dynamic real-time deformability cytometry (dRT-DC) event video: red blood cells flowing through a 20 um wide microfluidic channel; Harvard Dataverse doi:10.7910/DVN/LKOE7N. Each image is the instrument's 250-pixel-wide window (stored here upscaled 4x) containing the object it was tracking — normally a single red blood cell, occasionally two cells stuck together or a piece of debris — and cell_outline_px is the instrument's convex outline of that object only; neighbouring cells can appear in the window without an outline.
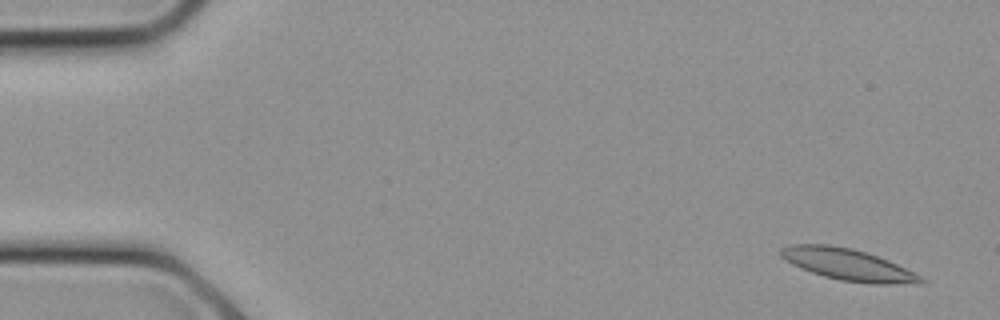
{"species": "common noctule bat (a hibernating species)", "species_latin": "Nyctalus noctula", "temperature_condition": "cold", "stored_images_in_passage": 9, "camera_frame_rate_fps": 3000, "um_per_image_px": 0.085, "animal": {"sex": "female", "body_mass_g": 21.9}, "frame": {"image": 1, "passage_image": 2, "time_ms": 0.333, "image_size_px": [1000, 320], "cell_outline_px": [[928, 280], [920, 284], [872, 284], [840, 280], [824, 276], [800, 268], [792, 264], [780, 256], [780, 248], [788, 244], [828, 244], [852, 248], [888, 260]], "centroid_in_image_um": [72.05, 22.49], "position_along_channel_um": 12.9, "area_um2": 25.72}}
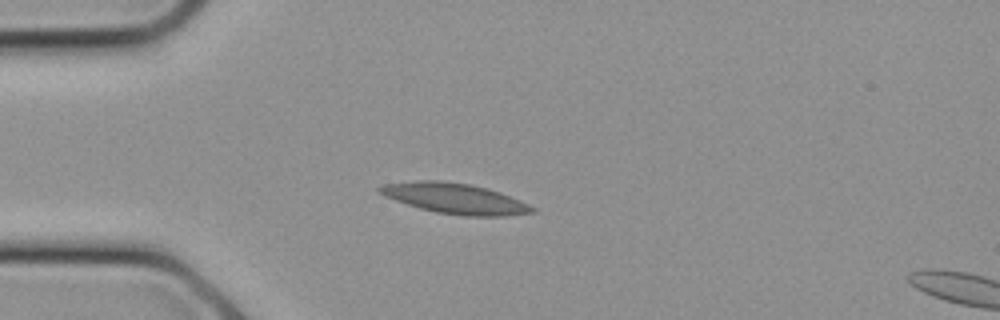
{"frame": {"image": 2, "passage_image": 7, "time_ms": 2.0, "image_size_px": [1000, 320], "cell_outline_px": [[536, 212], [504, 216], [464, 216], [436, 212], [420, 208], [384, 196], [376, 192], [376, 188], [384, 184], [416, 180], [440, 180], [468, 184], [488, 188], [500, 192], [520, 200], [536, 208]], "centroid_in_image_um": [38.66, 16.86], "position_along_channel_um": 46.3, "area_um2": 27.11}}